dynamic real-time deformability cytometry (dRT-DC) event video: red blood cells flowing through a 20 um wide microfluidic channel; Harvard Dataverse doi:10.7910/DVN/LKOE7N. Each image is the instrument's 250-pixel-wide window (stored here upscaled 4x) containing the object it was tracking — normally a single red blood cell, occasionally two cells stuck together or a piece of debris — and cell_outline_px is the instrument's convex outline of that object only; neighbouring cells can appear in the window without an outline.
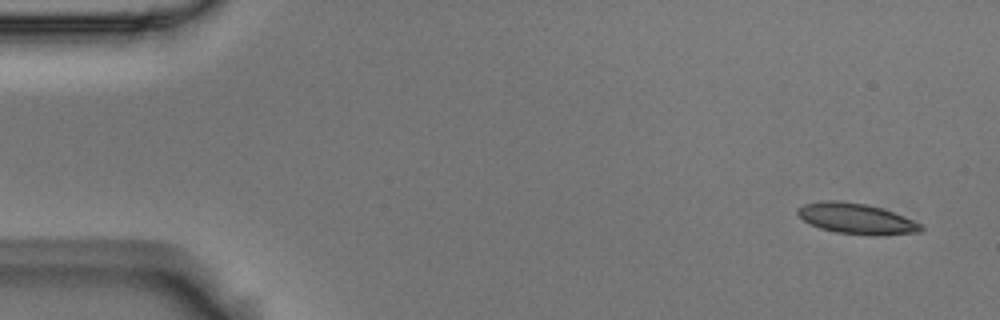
{"species": "Egyptian fruit bat (a non-hibernating species)", "species_latin": "Rousettus aegyptiacus", "temperature_condition": "room temperature", "stored_images_in_passage": 5, "camera_frame_rate_fps": 3000, "um_per_image_px": 0.085, "animal": {"sex": "male"}, "frame": {"image": 1, "passage_image": 1, "time_ms": 0.0, "image_size_px": [1000, 320], "cell_outline_px": [[924, 228], [920, 232], [836, 232], [820, 228], [804, 220], [796, 212], [804, 204], [820, 200], [840, 200], [864, 204], [880, 208], [904, 216], [920, 224]], "centroid_in_image_um": [72.69, 18.51], "position_along_channel_um": 12.3, "area_um2": 20.58}}